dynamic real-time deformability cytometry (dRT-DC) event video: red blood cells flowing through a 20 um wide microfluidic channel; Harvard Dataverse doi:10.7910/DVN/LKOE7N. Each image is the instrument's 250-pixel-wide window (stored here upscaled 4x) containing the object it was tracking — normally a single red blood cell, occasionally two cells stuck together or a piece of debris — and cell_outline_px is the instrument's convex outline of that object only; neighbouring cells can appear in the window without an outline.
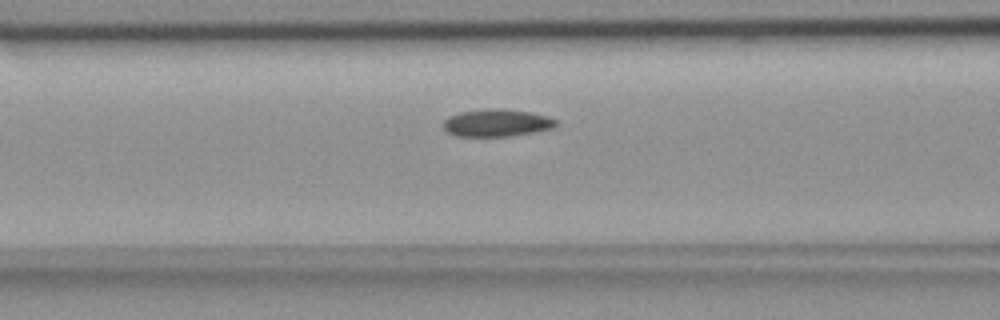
{"species": "common noctule bat (a hibernating species)", "species_latin": "Nyctalus noctula", "temperature_condition": "room temperature", "stored_images_in_passage": 34, "camera_frame_rate_fps": 3000, "um_per_image_px": 0.085, "animal": {"sex": "female", "body_mass_g": 18.4}, "frame": {"image": 1, "passage_image": 12, "time_ms": 3.667, "image_size_px": [1000, 320], "cell_outline_px": [[560, 124], [556, 128], [536, 132], [508, 136], [456, 136], [448, 132], [444, 128], [444, 120], [448, 116], [460, 112], [492, 108], [504, 108], [528, 112], [548, 116], [556, 120]], "centroid_in_image_um": [42.28, 10.44], "position_along_channel_um": 124.3, "area_um2": 18.15}}
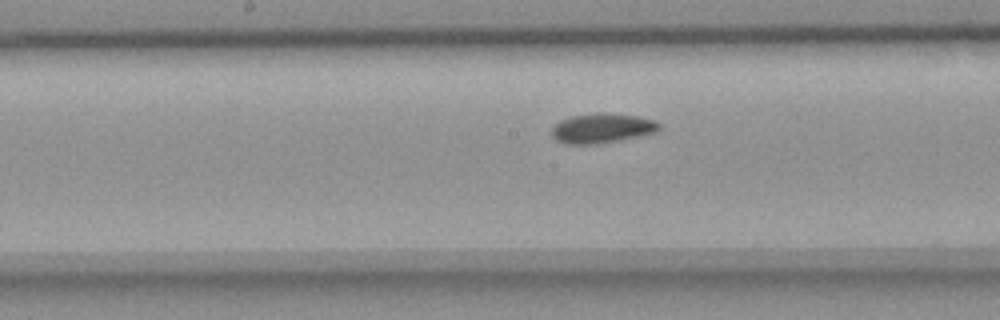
{"frame": {"image": 2, "passage_image": 18, "time_ms": 5.667, "image_size_px": [1000, 320], "cell_outline_px": [[660, 128], [656, 132], [640, 136], [596, 144], [564, 144], [556, 140], [552, 136], [552, 128], [560, 120], [572, 116], [596, 112], [604, 112], [636, 116], [656, 120], [660, 124]], "centroid_in_image_um": [51.17, 10.89], "position_along_channel_um": 197.0, "area_um2": 18.67}}
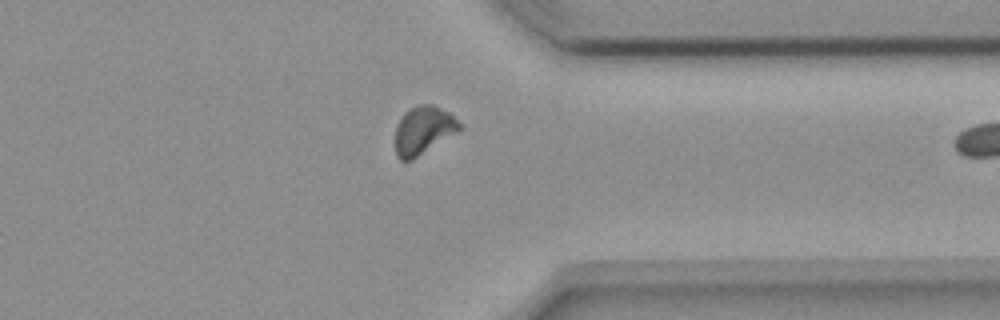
{"frame": {"image": 3, "passage_image": 33, "time_ms": 10.667, "image_size_px": [1000, 320], "cell_outline_px": [[460, 128], [456, 132], [412, 160], [400, 160], [396, 156], [396, 124], [404, 112], [420, 104], [432, 104], [448, 112], [460, 124]], "centroid_in_image_um": [35.94, 11.07], "position_along_channel_um": 375.5, "area_um2": 17.57}}